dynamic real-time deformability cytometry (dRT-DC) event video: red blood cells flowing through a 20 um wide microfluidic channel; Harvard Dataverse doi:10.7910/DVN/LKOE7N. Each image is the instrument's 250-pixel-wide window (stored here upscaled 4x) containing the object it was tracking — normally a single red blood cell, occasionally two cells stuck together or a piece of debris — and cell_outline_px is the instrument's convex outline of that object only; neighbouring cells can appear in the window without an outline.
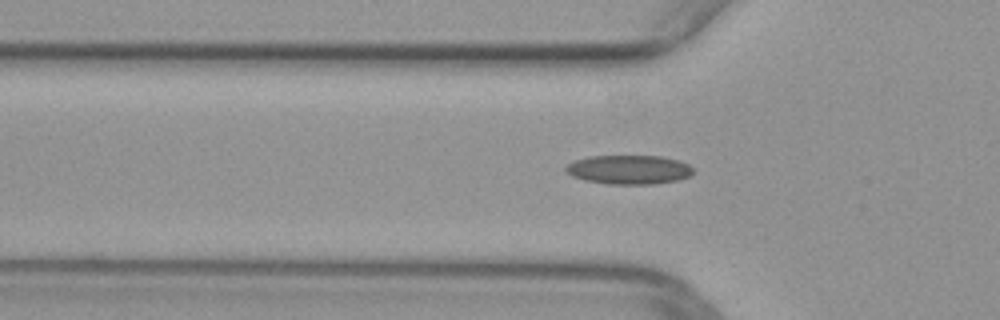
{"species": "common noctule bat (a hibernating species)", "species_latin": "Nyctalus noctula", "temperature_condition": "warm", "stored_images_in_passage": 27, "camera_frame_rate_fps": 3000, "um_per_image_px": 0.085, "animal": {"sex": "female", "body_mass_g": 29.2, "forearm_length_mm": 56.3}, "frame": {"image": 1, "passage_image": 2, "time_ms": 0.333, "image_size_px": [1000, 320], "cell_outline_px": [[692, 176], [680, 180], [652, 184], [608, 184], [584, 180], [572, 176], [564, 172], [564, 168], [568, 164], [576, 160], [588, 156], [660, 156], [676, 160], [688, 164], [692, 168]], "centroid_in_image_um": [53.44, 14.43], "position_along_channel_um": 72.4, "area_um2": 21.68}}
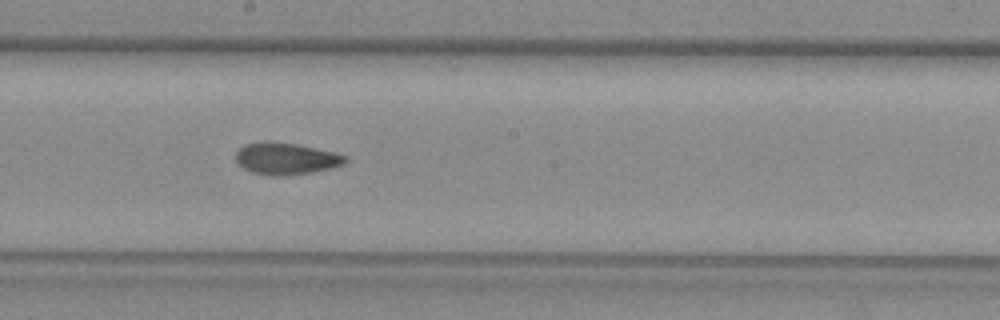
{"frame": {"image": 2, "passage_image": 13, "time_ms": 4.0, "image_size_px": [1000, 320], "cell_outline_px": [[348, 160], [344, 164], [332, 168], [312, 172], [284, 176], [272, 176], [252, 172], [244, 168], [236, 160], [236, 152], [240, 148], [248, 144], [296, 144], [332, 152], [348, 156]], "centroid_in_image_um": [24.38, 13.53], "position_along_channel_um": 223.8, "area_um2": 19.54}}
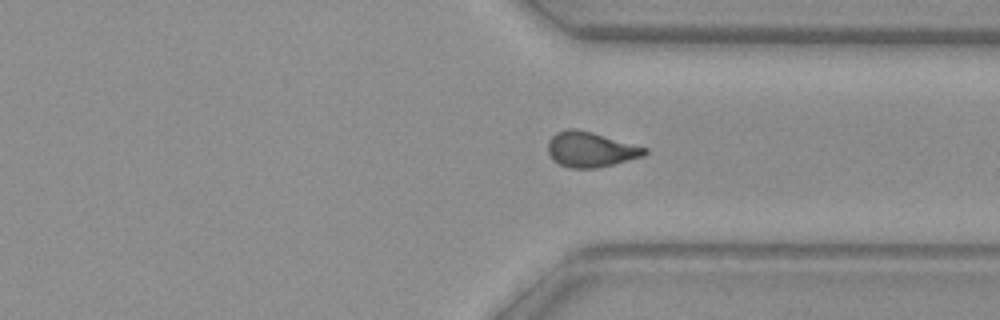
{"frame": {"image": 3, "passage_image": 23, "time_ms": 7.333, "image_size_px": [1000, 320], "cell_outline_px": [[648, 152], [644, 156], [596, 168], [568, 168], [552, 160], [548, 152], [548, 140], [556, 132], [568, 128], [576, 128], [592, 132], [648, 148]], "centroid_in_image_um": [50.18, 12.7], "position_along_channel_um": 361.2, "area_um2": 19.88}}